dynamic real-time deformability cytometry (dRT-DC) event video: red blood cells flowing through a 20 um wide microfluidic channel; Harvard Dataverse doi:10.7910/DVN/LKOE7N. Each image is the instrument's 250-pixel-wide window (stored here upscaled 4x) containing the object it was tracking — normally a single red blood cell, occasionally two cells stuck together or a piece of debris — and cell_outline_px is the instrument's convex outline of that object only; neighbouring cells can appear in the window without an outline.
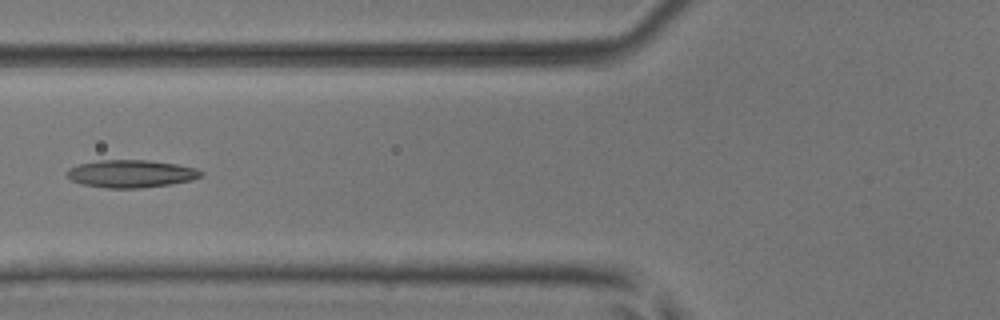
{"species": "common noctule bat (a hibernating species)", "species_latin": "Nyctalus noctula", "temperature_condition": "room temperature", "stored_images_in_passage": 5, "camera_frame_rate_fps": 3000, "um_per_image_px": 0.085, "animal": {"sex": "male", "body_mass_g": 17.9, "forearm_length_mm": 54.2}, "frame": {"image": 1, "passage_image": 5, "time_ms": 1.333, "image_size_px": [1000, 320], "cell_outline_px": [[204, 176], [192, 180], [172, 184], [140, 188], [104, 188], [80, 184], [72, 180], [64, 172], [68, 168], [76, 164], [100, 160], [148, 160], [176, 164], [196, 168], [204, 172]], "centroid_in_image_um": [11.13, 14.77], "position_along_channel_um": 114.7, "area_um2": 21.91}}